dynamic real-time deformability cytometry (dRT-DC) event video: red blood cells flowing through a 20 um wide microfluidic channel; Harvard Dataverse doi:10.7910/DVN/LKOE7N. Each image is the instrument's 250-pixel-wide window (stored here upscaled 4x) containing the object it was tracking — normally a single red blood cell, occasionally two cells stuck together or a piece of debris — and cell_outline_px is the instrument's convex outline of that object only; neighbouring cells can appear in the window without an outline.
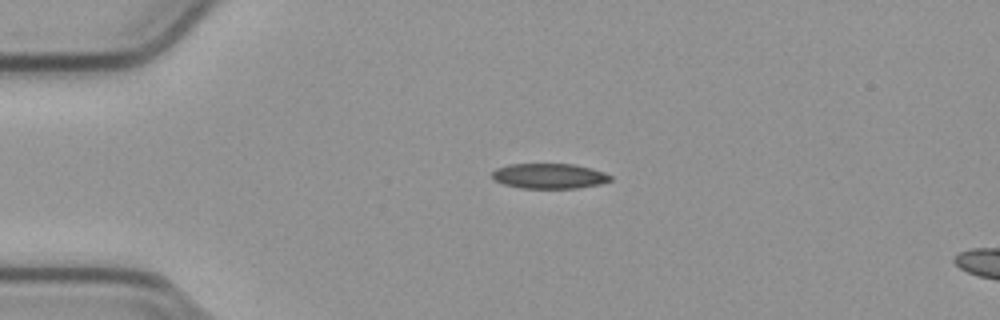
{"species": "common noctule bat (a hibernating species)", "species_latin": "Nyctalus noctula", "temperature_condition": "cold", "stored_images_in_passage": 5, "camera_frame_rate_fps": 3000, "um_per_image_px": 0.085, "animal": {"sex": "male", "body_mass_g": 23.1, "forearm_length_mm": 52.7}, "frame": {"image": 1, "passage_image": 1, "time_ms": 0.0, "image_size_px": [1000, 320], "cell_outline_px": [[612, 180], [600, 184], [576, 188], [520, 188], [504, 184], [492, 180], [492, 172], [496, 168], [508, 164], [572, 164], [592, 168], [604, 172], [612, 176]], "centroid_in_image_um": [46.67, 14.96], "position_along_channel_um": 38.3, "area_um2": 17.46}}